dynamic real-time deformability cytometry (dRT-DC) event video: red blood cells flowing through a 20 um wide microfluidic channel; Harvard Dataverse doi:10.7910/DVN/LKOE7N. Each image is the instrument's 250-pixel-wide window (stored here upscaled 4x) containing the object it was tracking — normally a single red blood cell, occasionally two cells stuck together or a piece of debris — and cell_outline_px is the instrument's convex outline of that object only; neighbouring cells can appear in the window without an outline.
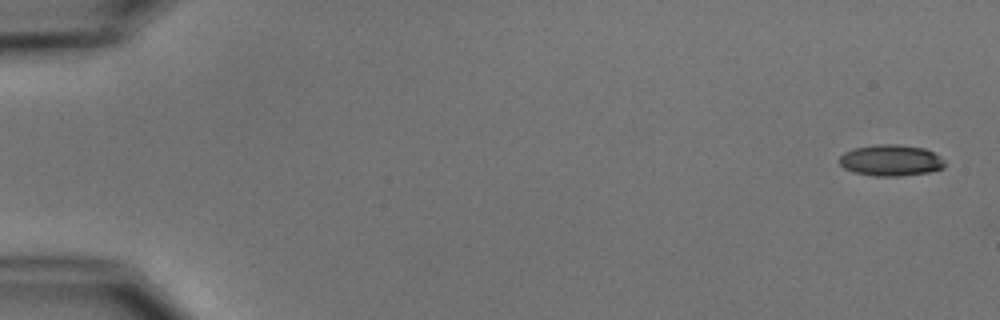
{"species": "common noctule bat (a hibernating species)", "species_latin": "Nyctalus noctula", "temperature_condition": "cold", "stored_images_in_passage": 5, "camera_frame_rate_fps": 3000, "um_per_image_px": 0.085, "animal": {"sex": "male", "body_mass_g": 15.6}, "frame": {"image": 1, "passage_image": 1, "time_ms": 0.0, "image_size_px": [1000, 320], "cell_outline_px": [[944, 168], [928, 172], [900, 176], [876, 176], [852, 172], [844, 168], [840, 164], [840, 156], [844, 152], [852, 148], [876, 144], [896, 144], [924, 148], [940, 156], [944, 160]], "centroid_in_image_um": [75.7, 13.62], "position_along_channel_um": 9.3, "area_um2": 19.25}}